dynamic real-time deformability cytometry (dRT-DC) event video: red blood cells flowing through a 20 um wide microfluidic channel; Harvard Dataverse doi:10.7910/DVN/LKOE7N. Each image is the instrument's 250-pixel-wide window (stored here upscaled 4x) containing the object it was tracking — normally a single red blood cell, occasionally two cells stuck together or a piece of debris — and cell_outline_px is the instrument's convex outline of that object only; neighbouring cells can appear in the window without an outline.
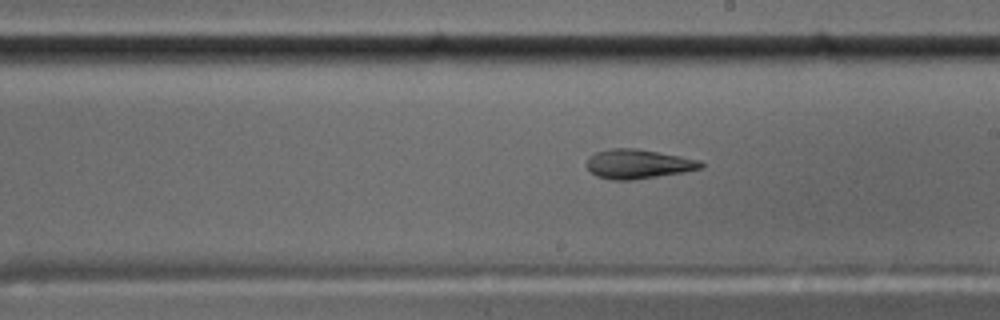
{"species": "common noctule bat (a hibernating species)", "species_latin": "Nyctalus noctula", "temperature_condition": "cold", "stored_images_in_passage": 46, "camera_frame_rate_fps": 3000, "um_per_image_px": 0.085, "animal": {"sex": "male", "body_mass_g": 17.5, "forearm_length_mm": 52.3}, "frame": {"image": 1, "passage_image": 22, "time_ms": 7.0, "image_size_px": [1000, 320], "cell_outline_px": [[704, 168], [684, 172], [632, 180], [612, 180], [596, 176], [584, 164], [588, 156], [596, 152], [612, 148], [636, 148], [680, 156], [700, 160], [704, 164]], "centroid_in_image_um": [54.22, 13.94], "position_along_channel_um": 234.8, "area_um2": 19.65}}
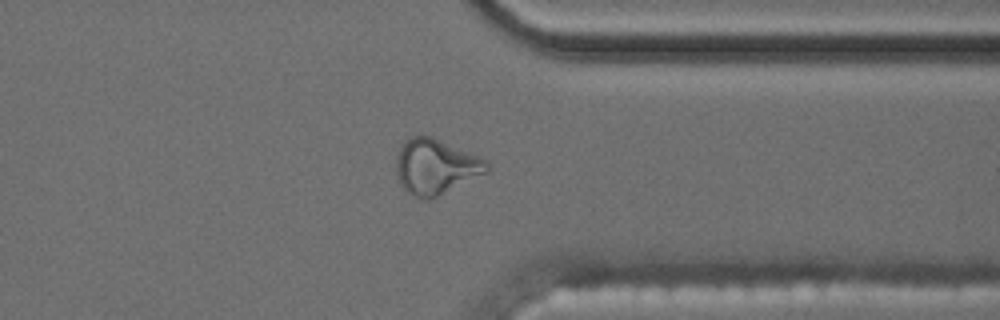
{"frame": {"image": 2, "passage_image": 34, "time_ms": 11.0, "image_size_px": [1000, 320], "cell_outline_px": [[488, 172], [428, 200], [412, 196], [400, 184], [396, 172], [396, 156], [400, 144], [404, 140], [412, 136], [432, 136], [488, 160]], "centroid_in_image_um": [37.0, 14.15], "position_along_channel_um": 374.4, "area_um2": 29.19}}
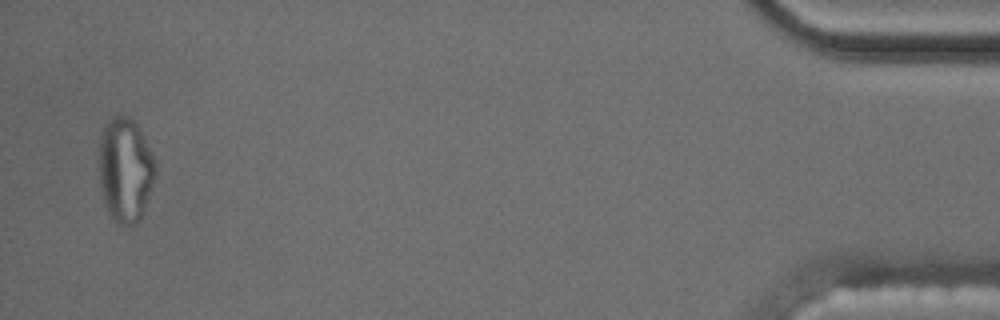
{"frame": {"image": 3, "passage_image": 45, "time_ms": 14.667, "image_size_px": [1000, 320], "cell_outline_px": [[156, 176], [140, 220], [132, 224], [116, 224], [108, 212], [104, 204], [100, 188], [100, 136], [104, 128], [112, 116], [116, 112], [128, 116], [136, 120], [140, 128], [156, 164]], "centroid_in_image_um": [10.66, 14.41], "position_along_channel_um": 424.5, "area_um2": 34.56}, "authors_computed_cell_mechanics": {"area_um2": 19.8543, "velocity_mm_per_s": 3.5495, "shape_relaxation_time_tau1_ms": null, "shape_relaxation_time_tau2_ms": 3.2915, "deformation_change_tau1": null, "deformation_change_tau2": 0.1216}}